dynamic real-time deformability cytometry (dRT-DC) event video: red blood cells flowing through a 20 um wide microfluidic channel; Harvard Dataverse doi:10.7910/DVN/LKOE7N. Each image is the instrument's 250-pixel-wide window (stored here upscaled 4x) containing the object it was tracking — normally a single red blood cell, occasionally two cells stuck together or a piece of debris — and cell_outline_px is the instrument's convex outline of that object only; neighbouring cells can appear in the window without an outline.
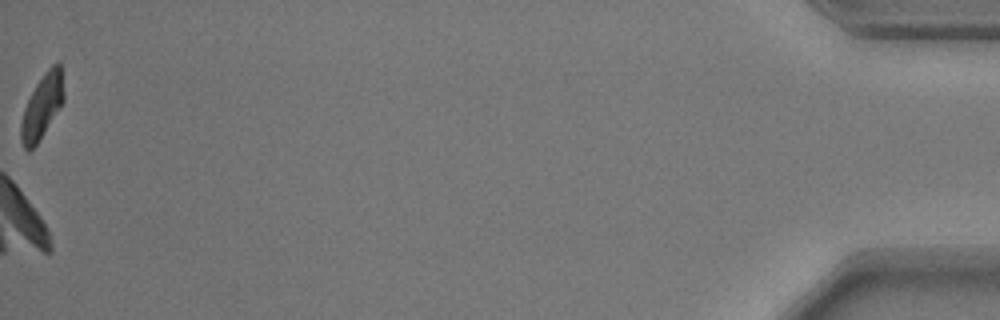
{"species": "common noctule bat (a hibernating species)", "species_latin": "Nyctalus noctula", "temperature_condition": "warm", "stored_images_in_passage": 56, "camera_frame_rate_fps": 3000, "um_per_image_px": 0.085, "animal": {"sex": "male", "body_mass_g": 17.9}, "frame": {"image": 1, "passage_image": 56, "time_ms": 18.333, "image_size_px": [1000, 320], "cell_outline_px": [[64, 100], [36, 144], [28, 152], [24, 148], [20, 140], [20, 124], [24, 108], [36, 84], [44, 72], [52, 64], [60, 64], [64, 92]], "centroid_in_image_um": [3.55, 9.04], "position_along_channel_um": 431.6, "area_um2": 15.66}}